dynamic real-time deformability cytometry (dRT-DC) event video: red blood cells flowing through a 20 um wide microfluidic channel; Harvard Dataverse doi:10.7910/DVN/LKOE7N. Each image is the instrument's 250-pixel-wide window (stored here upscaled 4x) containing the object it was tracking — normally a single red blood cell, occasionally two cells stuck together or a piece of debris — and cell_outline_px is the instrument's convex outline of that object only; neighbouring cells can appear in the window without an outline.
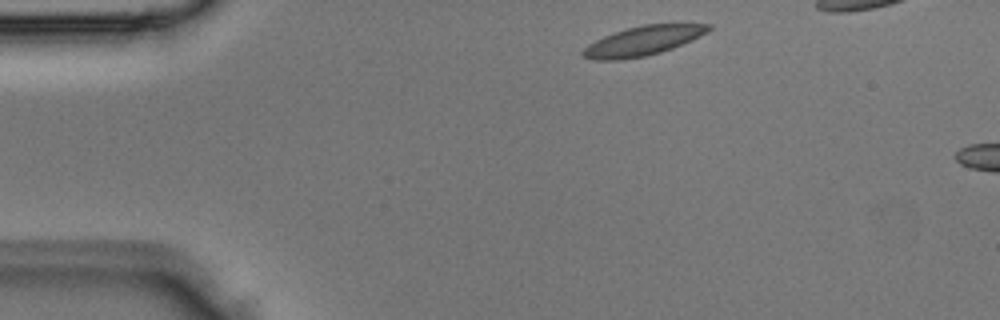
{"species": "Egyptian fruit bat (a non-hibernating species)", "species_latin": "Rousettus aegyptiacus", "temperature_condition": "room temperature", "stored_images_in_passage": 3, "camera_frame_rate_fps": 3000, "um_per_image_px": 0.085, "animal": {"sex": "male"}, "frame": {"image": 1, "passage_image": 1, "time_ms": 0.0, "image_size_px": [1000, 320], "cell_outline_px": [[712, 28], [708, 32], [692, 40], [672, 48], [660, 52], [644, 56], [620, 60], [592, 60], [580, 56], [580, 52], [588, 44], [604, 36], [628, 28], [644, 24], [712, 24]], "centroid_in_image_um": [54.62, 3.48], "position_along_channel_um": 30.4, "area_um2": 21.44}}